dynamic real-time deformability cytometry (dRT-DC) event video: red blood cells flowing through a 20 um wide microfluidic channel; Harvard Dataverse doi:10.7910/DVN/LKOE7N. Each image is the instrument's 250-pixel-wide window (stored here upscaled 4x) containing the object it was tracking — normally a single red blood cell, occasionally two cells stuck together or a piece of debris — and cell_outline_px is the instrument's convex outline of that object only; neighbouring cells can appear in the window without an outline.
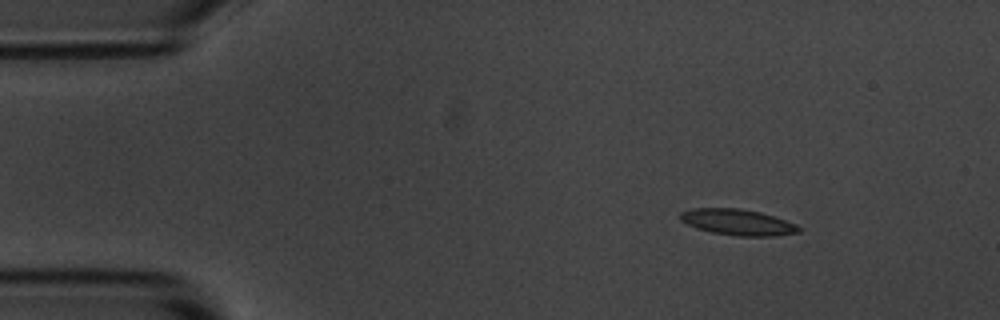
{"species": "common noctule bat (a hibernating species)", "species_latin": "Nyctalus noctula", "temperature_condition": "room temperature", "stored_images_in_passage": 7, "camera_frame_rate_fps": 3000, "um_per_image_px": 0.085, "animal": {"sex": "male", "body_mass_g": 20.1, "forearm_length_mm": 53.5}, "frame": {"image": 1, "passage_image": 2, "time_ms": 1.333, "image_size_px": [1000, 320], "cell_outline_px": [[800, 232], [776, 236], [736, 236], [712, 232], [696, 228], [680, 220], [680, 212], [692, 208], [740, 208], [760, 212], [796, 224], [800, 228]], "centroid_in_image_um": [62.69, 18.88], "position_along_channel_um": 22.3, "area_um2": 17.92}}
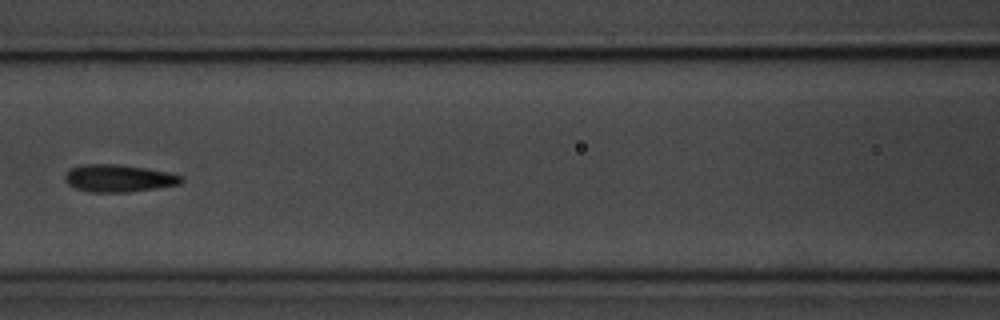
{"frame": {"image": 2, "passage_image": 7, "time_ms": 7.0, "image_size_px": [1000, 320], "cell_outline_px": [[184, 180], [180, 184], [156, 188], [128, 192], [88, 192], [76, 188], [68, 184], [64, 180], [64, 176], [72, 168], [80, 164], [116, 164], [144, 168], [168, 172], [184, 176]], "centroid_in_image_um": [10.09, 15.15], "position_along_channel_um": 156.5, "area_um2": 18.55}}